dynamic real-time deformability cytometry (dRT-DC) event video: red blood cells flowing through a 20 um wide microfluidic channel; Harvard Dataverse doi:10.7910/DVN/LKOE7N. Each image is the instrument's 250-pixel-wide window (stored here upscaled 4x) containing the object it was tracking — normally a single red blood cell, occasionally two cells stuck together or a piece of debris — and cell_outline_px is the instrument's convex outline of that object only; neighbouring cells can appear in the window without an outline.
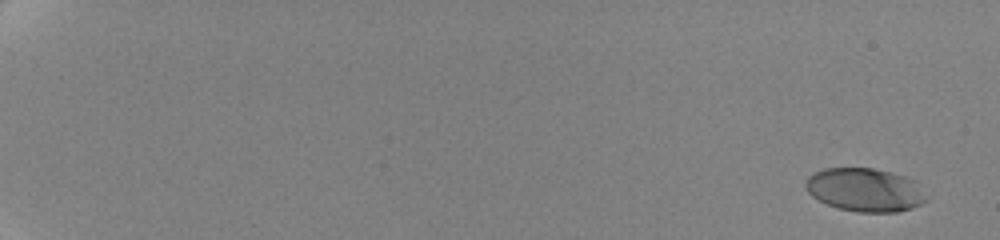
{"species": "human", "species_latin": "Homo sapiens", "temperature_condition": "cold", "stored_images_in_passage": 33, "camera_frame_rate_fps": 3000, "um_per_image_px": 0.085, "donor": {"sex": "female"}, "frame": {"image": 1, "passage_image": 1, "time_ms": 0.0, "image_size_px": [1000, 240], "cell_outline_px": [[928, 200], [912, 208], [896, 212], [856, 212], [840, 208], [828, 204], [812, 196], [808, 192], [804, 184], [808, 176], [824, 168], [872, 168], [904, 176], [916, 180]], "centroid_in_image_um": [73.53, 16.14], "position_along_channel_um": 11.5, "area_um2": 30.4}}
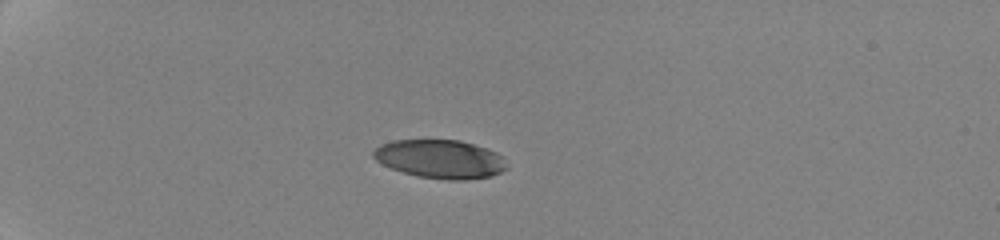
{"frame": {"image": 2, "passage_image": 26, "time_ms": 5.667, "image_size_px": [1000, 240], "cell_outline_px": [[508, 168], [492, 176], [464, 180], [448, 180], [416, 176], [392, 168], [376, 160], [372, 156], [372, 152], [380, 144], [392, 140], [460, 140], [488, 148], [504, 156], [508, 164]], "centroid_in_image_um": [37.46, 13.51], "position_along_channel_um": 47.5, "area_um2": 30.23}}